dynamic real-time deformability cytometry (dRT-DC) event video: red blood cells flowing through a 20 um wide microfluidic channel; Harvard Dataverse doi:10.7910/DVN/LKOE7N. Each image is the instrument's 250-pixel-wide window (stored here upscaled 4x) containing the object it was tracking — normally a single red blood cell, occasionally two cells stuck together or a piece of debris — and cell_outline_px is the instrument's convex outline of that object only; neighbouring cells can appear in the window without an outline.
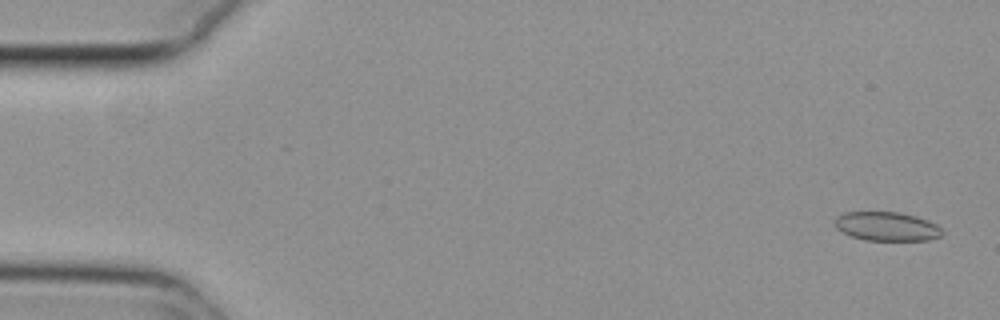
{"species": "common noctule bat (a hibernating species)", "species_latin": "Nyctalus noctula", "temperature_condition": "cold", "stored_images_in_passage": 14, "camera_frame_rate_fps": 3000, "um_per_image_px": 0.085, "animal": {"sex": "female", "body_mass_g": 29.2, "forearm_length_mm": 56.3}, "frame": {"image": 1, "passage_image": 2, "time_ms": 0.333, "image_size_px": [1000, 320], "cell_outline_px": [[944, 232], [940, 236], [928, 240], [864, 240], [852, 236], [836, 228], [836, 216], [844, 212], [896, 212], [916, 216], [928, 220], [936, 224]], "centroid_in_image_um": [75.39, 19.24], "position_along_channel_um": 9.6, "area_um2": 17.98}}